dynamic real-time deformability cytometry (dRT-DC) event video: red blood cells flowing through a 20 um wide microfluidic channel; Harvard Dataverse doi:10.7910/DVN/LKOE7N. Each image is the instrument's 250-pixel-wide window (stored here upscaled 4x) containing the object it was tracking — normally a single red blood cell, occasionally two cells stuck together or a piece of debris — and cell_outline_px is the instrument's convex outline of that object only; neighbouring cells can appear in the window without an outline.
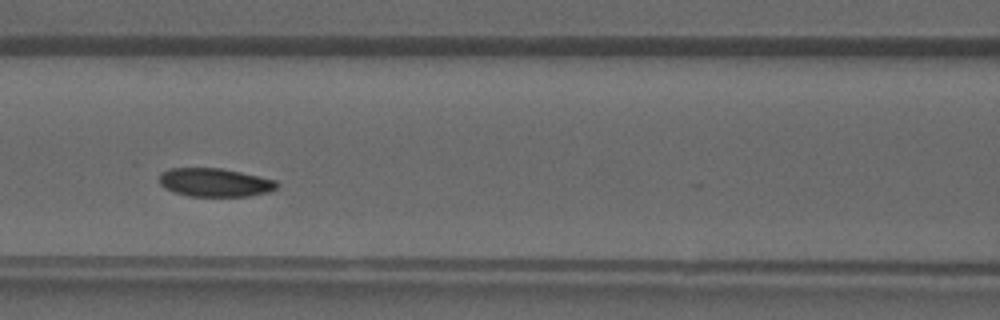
{"species": "common noctule bat (a hibernating species)", "species_latin": "Nyctalus noctula", "temperature_condition": "warm", "stored_images_in_passage": 32, "camera_frame_rate_fps": 3000, "um_per_image_px": 0.085, "animal": {"sex": "male", "forearm_length_mm": 52.5}, "frame": {"image": 1, "passage_image": 10, "time_ms": 3.0, "image_size_px": [1000, 320], "cell_outline_px": [[280, 184], [276, 188], [268, 192], [248, 196], [188, 196], [172, 192], [164, 188], [160, 184], [160, 172], [172, 168], [220, 168], [240, 172], [276, 180]], "centroid_in_image_um": [18.24, 15.51], "position_along_channel_um": 148.4, "area_um2": 19.54}}
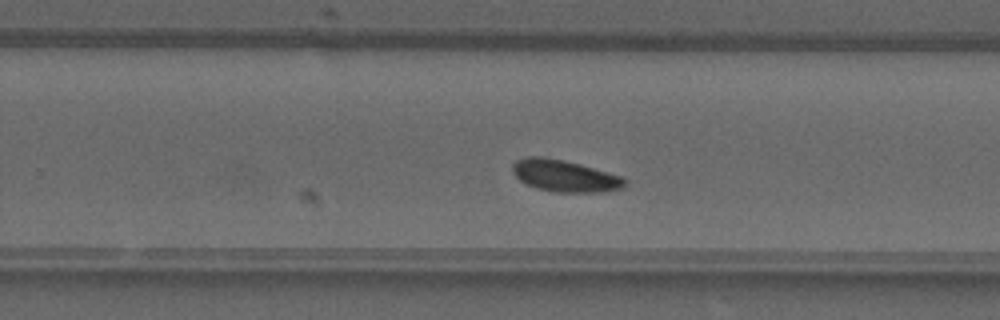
{"frame": {"image": 2, "passage_image": 18, "time_ms": 5.667, "image_size_px": [1000, 320], "cell_outline_px": [[628, 184], [624, 188], [604, 192], [552, 192], [536, 188], [520, 180], [512, 172], [512, 164], [516, 160], [528, 156], [540, 156], [564, 160], [580, 164], [620, 176], [628, 180]], "centroid_in_image_um": [48.02, 14.95], "position_along_channel_um": 281.8, "area_um2": 20.92}}
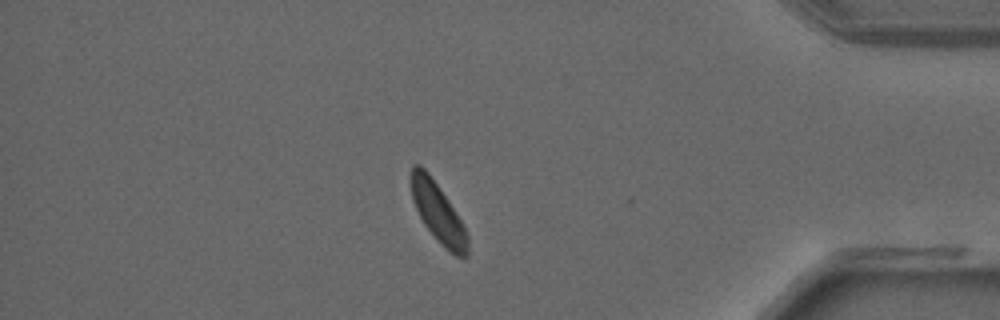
{"frame": {"image": 3, "passage_image": 27, "time_ms": 8.667, "image_size_px": [1000, 320], "cell_outline_px": [[468, 256], [456, 256], [448, 252], [440, 244], [424, 224], [412, 200], [408, 180], [412, 164], [420, 164], [428, 172], [460, 220], [468, 236]], "centroid_in_image_um": [37.17, 18.05], "position_along_channel_um": 398.0, "area_um2": 19.48}}